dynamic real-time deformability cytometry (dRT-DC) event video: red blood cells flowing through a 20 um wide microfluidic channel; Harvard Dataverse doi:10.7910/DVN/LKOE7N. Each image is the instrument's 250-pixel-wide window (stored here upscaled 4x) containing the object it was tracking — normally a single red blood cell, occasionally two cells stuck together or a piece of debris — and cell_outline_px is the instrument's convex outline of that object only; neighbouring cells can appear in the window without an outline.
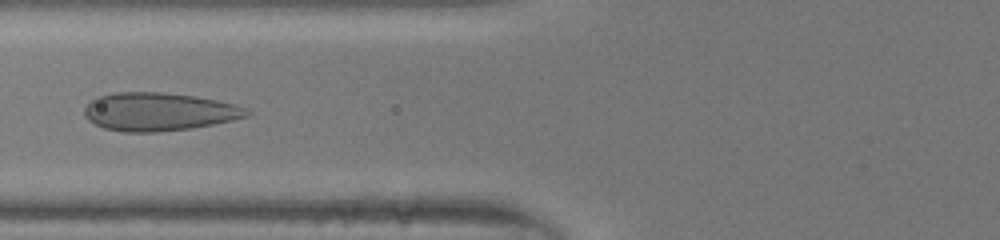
{"species": "human", "species_latin": "Homo sapiens", "temperature_condition": "room temperature", "stored_images_in_passage": 31, "camera_frame_rate_fps": 3000, "um_per_image_px": 0.085, "donor": {"sex": "male"}, "frame": {"image": 1, "passage_image": 5, "time_ms": 1.333, "image_size_px": [1000, 240], "cell_outline_px": [[252, 112], [248, 116], [212, 124], [188, 128], [156, 132], [124, 132], [104, 128], [88, 120], [84, 116], [84, 108], [96, 96], [116, 92], [160, 92], [192, 96], [216, 100], [232, 104], [244, 108]], "centroid_in_image_um": [13.43, 9.49], "position_along_channel_um": 112.4, "area_um2": 35.72}}
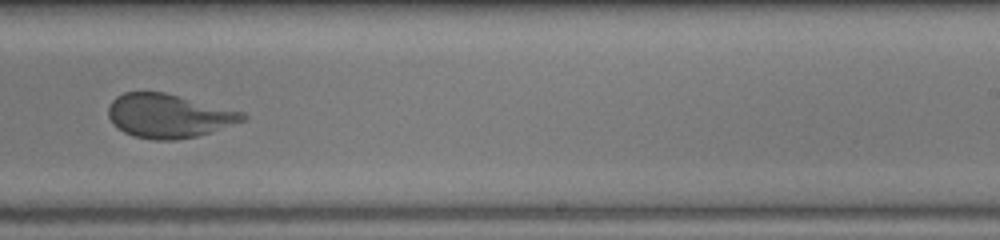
{"frame": {"image": 2, "passage_image": 16, "time_ms": 5.0, "image_size_px": [1000, 240], "cell_outline_px": [[248, 120], [196, 136], [176, 140], [152, 140], [132, 136], [124, 132], [112, 124], [108, 116], [108, 108], [112, 100], [116, 96], [124, 92], [164, 92], [244, 112], [248, 116]], "centroid_in_image_um": [14.33, 9.85], "position_along_channel_um": 274.7, "area_um2": 34.45}}
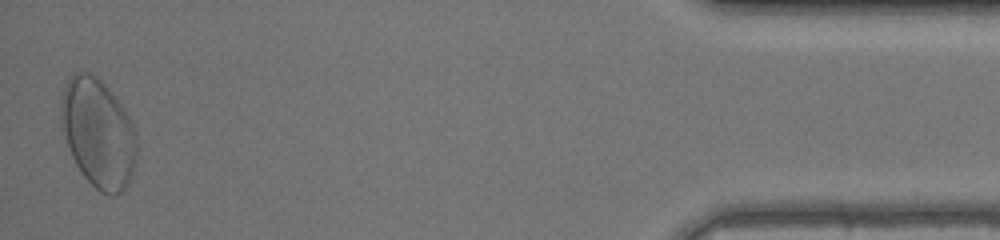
{"frame": {"image": 3, "passage_image": 31, "time_ms": 10.0, "image_size_px": [1000, 240], "cell_outline_px": [[136, 156], [132, 172], [128, 184], [116, 196], [112, 196], [100, 192], [80, 172], [68, 148], [60, 128], [60, 100], [64, 84], [68, 76], [72, 72], [92, 72], [112, 92], [128, 116], [136, 132]], "centroid_in_image_um": [8.29, 11.28], "position_along_channel_um": 426.9, "area_um2": 48.44}}